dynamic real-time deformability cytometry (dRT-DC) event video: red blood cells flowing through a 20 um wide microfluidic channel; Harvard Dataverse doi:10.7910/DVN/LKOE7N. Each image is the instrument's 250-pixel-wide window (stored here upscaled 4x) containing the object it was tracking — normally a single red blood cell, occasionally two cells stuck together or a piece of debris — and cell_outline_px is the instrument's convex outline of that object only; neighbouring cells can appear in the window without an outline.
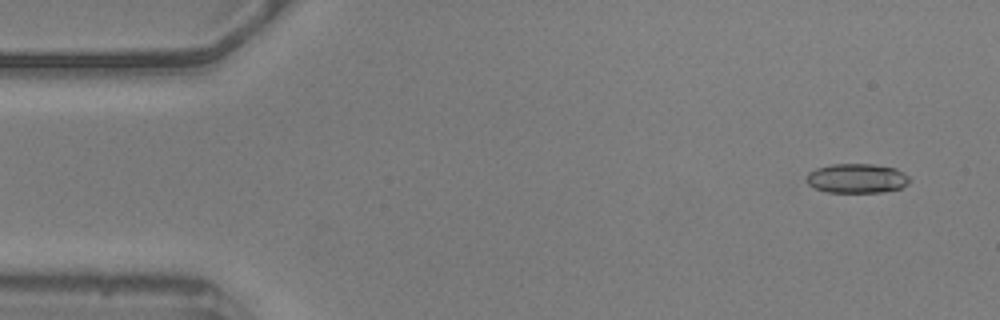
{"species": "common noctule bat (a hibernating species)", "species_latin": "Nyctalus noctula", "temperature_condition": "warm", "stored_images_in_passage": 53, "camera_frame_rate_fps": 3000, "um_per_image_px": 0.085, "animal": {"sex": "male", "body_mass_g": 20.5, "forearm_length_mm": 52.5}, "frame": {"image": 1, "passage_image": 1, "time_ms": 0.0, "image_size_px": [1000, 320], "cell_outline_px": [[912, 180], [908, 184], [900, 188], [880, 192], [828, 192], [816, 188], [808, 184], [804, 180], [808, 172], [816, 168], [832, 164], [872, 164], [896, 168], [904, 172]], "centroid_in_image_um": [72.83, 15.15], "position_along_channel_um": 12.2, "area_um2": 17.8}}
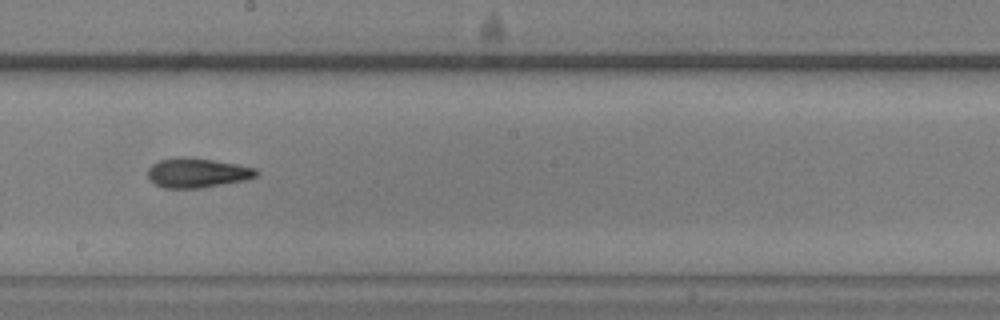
{"frame": {"image": 2, "passage_image": 28, "time_ms": 9.0, "image_size_px": [1000, 320], "cell_outline_px": [[260, 172], [256, 176], [244, 180], [200, 188], [164, 188], [156, 184], [148, 176], [148, 168], [152, 164], [160, 160], [176, 156], [188, 156], [236, 164], [256, 168]], "centroid_in_image_um": [16.75, 14.67], "position_along_channel_um": 231.4, "area_um2": 18.67}}
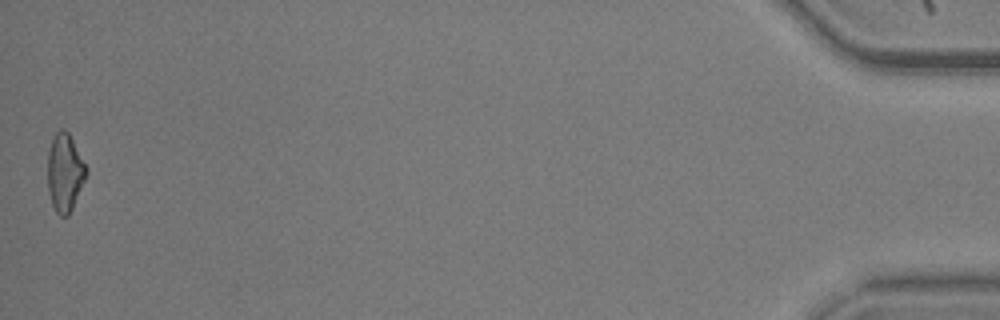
{"frame": {"image": 3, "passage_image": 53, "time_ms": 17.333, "image_size_px": [1000, 320], "cell_outline_px": [[88, 172], [72, 208], [68, 216], [60, 216], [56, 212], [52, 204], [48, 192], [48, 152], [52, 140], [56, 132], [60, 128], [64, 128], [68, 132], [88, 168]], "centroid_in_image_um": [5.51, 14.66], "position_along_channel_um": 429.7, "area_um2": 17.46}, "authors_computed_cell_mechanics": {"area_um2": 18.0914, "velocity_mm_per_s": 3.6049, "shape_relaxation_time_tau1_ms": 6.1633, "shape_relaxation_time_tau2_ms": 5.0814, "deformation_change_tau1": 0.1794, "deformation_change_tau2": 0.1239}}